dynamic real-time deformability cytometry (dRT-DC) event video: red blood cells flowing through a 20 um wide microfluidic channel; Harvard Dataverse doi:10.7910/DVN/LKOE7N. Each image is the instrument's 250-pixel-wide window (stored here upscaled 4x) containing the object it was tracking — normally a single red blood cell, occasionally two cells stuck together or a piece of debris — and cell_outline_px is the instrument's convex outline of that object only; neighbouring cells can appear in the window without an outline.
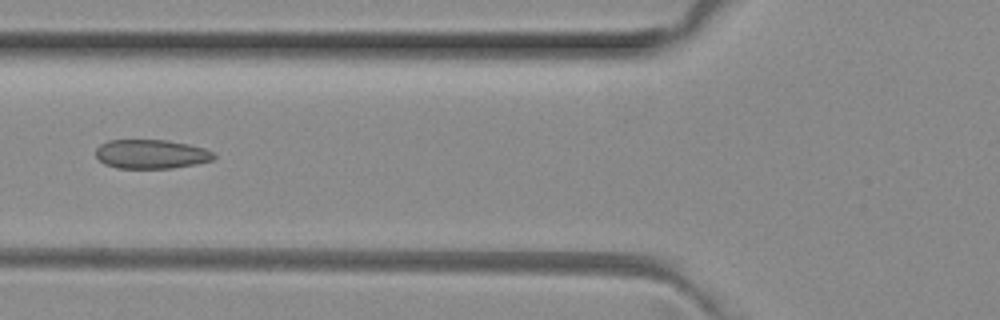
{"species": "common noctule bat (a hibernating species)", "species_latin": "Nyctalus noctula", "temperature_condition": "room temperature", "stored_images_in_passage": 6, "camera_frame_rate_fps": 3000, "um_per_image_px": 0.085, "animal": {"sex": "female", "body_mass_g": 29.2, "forearm_length_mm": 56.3}, "frame": {"image": 1, "passage_image": 6, "time_ms": 1.667, "image_size_px": [1000, 320], "cell_outline_px": [[216, 156], [212, 160], [196, 164], [172, 168], [116, 168], [104, 164], [96, 156], [96, 148], [100, 144], [108, 140], [164, 140], [188, 144], [204, 148], [212, 152]], "centroid_in_image_um": [12.83, 13.1], "position_along_channel_um": 113.0, "area_um2": 20.0}}